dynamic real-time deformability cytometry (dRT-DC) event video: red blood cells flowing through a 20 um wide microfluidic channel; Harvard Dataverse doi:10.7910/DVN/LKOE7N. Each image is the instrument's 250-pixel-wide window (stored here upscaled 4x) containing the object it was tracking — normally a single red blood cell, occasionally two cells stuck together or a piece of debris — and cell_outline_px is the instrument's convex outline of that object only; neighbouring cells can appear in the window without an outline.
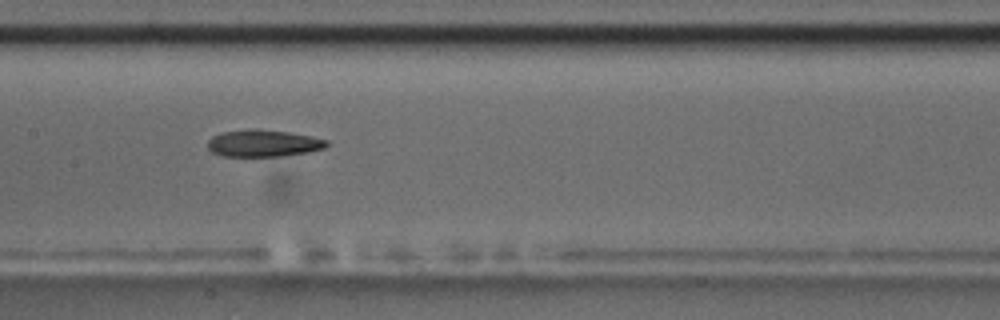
{"species": "common noctule bat (a hibernating species)", "species_latin": "Nyctalus noctula", "temperature_condition": "room temperature", "stored_images_in_passage": 11, "camera_frame_rate_fps": 3000, "um_per_image_px": 0.085, "animal": {"sex": "male", "body_mass_g": 17.5, "forearm_length_mm": 52.3}, "frame": {"image": 1, "passage_image": 4, "time_ms": 3.333, "image_size_px": [1000, 320], "cell_outline_px": [[328, 144], [324, 148], [308, 152], [280, 156], [220, 156], [212, 152], [208, 148], [208, 140], [212, 136], [220, 132], [252, 128], [256, 128], [288, 132], [312, 136], [328, 140]], "centroid_in_image_um": [22.35, 12.17], "position_along_channel_um": 185.0, "area_um2": 18.84}, "authors_computed_cell_mechanics": {"area_um2": 18.8428, "velocity_mm_per_s": 3.5721, "shape_relaxation_time_tau1_ms": 3.8868, "shape_relaxation_time_tau2_ms": 8.9726, "deformation_change_tau1": 0.1153, "deformation_change_tau2": 0.1932}}